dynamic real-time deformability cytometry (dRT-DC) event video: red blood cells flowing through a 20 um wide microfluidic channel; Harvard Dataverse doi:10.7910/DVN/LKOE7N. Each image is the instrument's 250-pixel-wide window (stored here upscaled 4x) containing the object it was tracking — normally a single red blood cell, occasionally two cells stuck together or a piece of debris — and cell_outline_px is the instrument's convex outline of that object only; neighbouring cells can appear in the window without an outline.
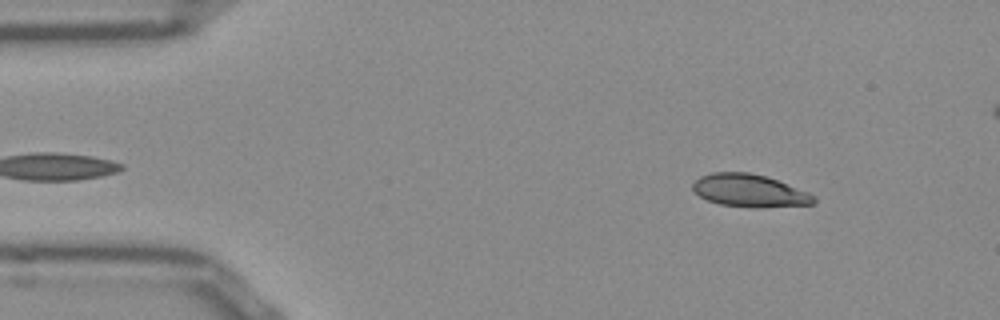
{"species": "Egyptian fruit bat (a non-hibernating species)", "species_latin": "Rousettus aegyptiacus", "temperature_condition": "room temperature", "stored_images_in_passage": 48, "camera_frame_rate_fps": 3000, "um_per_image_px": 0.085, "frame": {"image": 1, "passage_image": 4, "time_ms": 1.0, "image_size_px": [1000, 320], "cell_outline_px": [[816, 204], [756, 208], [720, 204], [708, 200], [700, 196], [692, 188], [692, 184], [700, 176], [712, 172], [748, 172], [764, 176], [776, 180], [808, 192], [816, 196]], "centroid_in_image_um": [63.72, 16.21], "position_along_channel_um": 21.3, "area_um2": 22.95}}
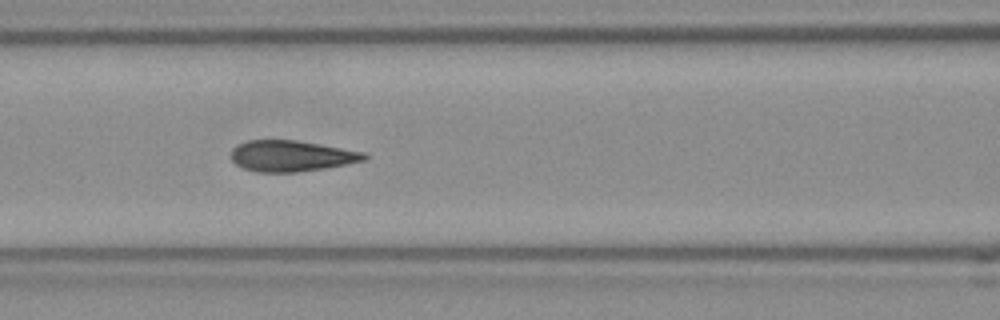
{"frame": {"image": 2, "passage_image": 19, "time_ms": 6.0, "image_size_px": [1000, 320], "cell_outline_px": [[368, 156], [364, 160], [324, 168], [296, 172], [256, 172], [240, 168], [232, 160], [232, 148], [248, 140], [296, 140], [320, 144], [364, 152]], "centroid_in_image_um": [24.73, 13.26], "position_along_channel_um": 141.9, "area_um2": 23.87}}
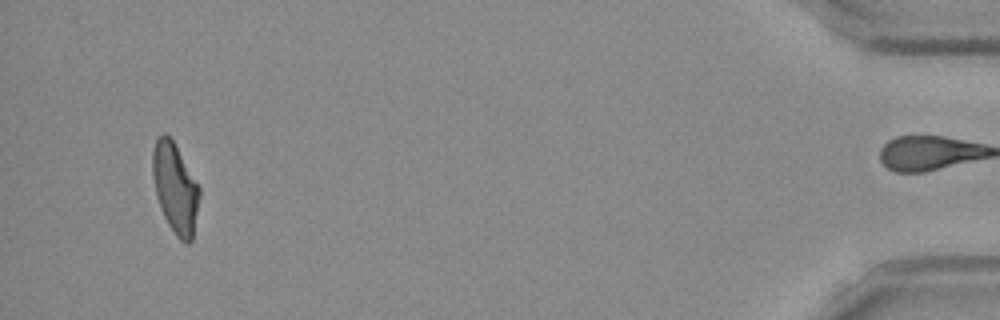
{"frame": {"image": 3, "passage_image": 47, "time_ms": 15.333, "image_size_px": [1000, 320], "cell_outline_px": [[200, 196], [192, 240], [188, 244], [184, 244], [176, 236], [168, 224], [160, 208], [156, 196], [152, 176], [152, 152], [156, 140], [164, 132], [172, 140], [200, 188]], "centroid_in_image_um": [14.88, 16.03], "position_along_channel_um": 420.3, "area_um2": 24.39}, "authors_computed_cell_mechanics": {"area_um2": 24.3916, "velocity_mm_per_s": 3.8835, "shape_relaxation_time_tau1_ms": 4.6834, "shape_relaxation_time_tau2_ms": 0.9737, "deformation_change_tau1": 0.172, "deformation_change_tau2": 0.0751}}